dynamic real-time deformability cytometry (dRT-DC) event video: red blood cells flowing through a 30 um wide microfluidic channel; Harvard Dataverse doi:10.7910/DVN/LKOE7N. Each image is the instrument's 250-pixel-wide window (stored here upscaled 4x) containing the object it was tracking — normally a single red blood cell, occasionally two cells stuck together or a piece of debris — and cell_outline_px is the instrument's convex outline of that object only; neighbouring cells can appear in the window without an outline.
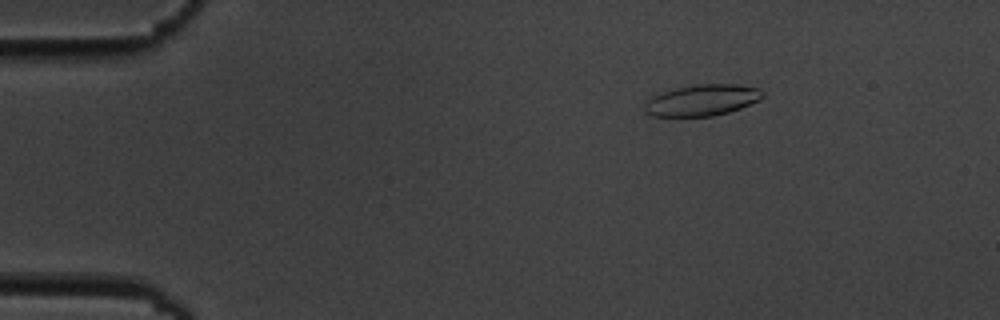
{"species": "common noctule bat (a hibernating species)", "species_latin": "Nyctalus noctula", "temperature_condition": "cold", "stored_images_in_passage": 6, "camera_frame_rate_fps": 3000, "um_per_image_px": 0.085, "animal": {"sex": "male", "body_mass_g": 19.5, "forearm_length_mm": 54.6}, "frame": {"image": 1, "passage_image": 3, "time_ms": 2.333, "image_size_px": [1000, 320], "cell_outline_px": [[764, 96], [760, 100], [740, 108], [728, 112], [712, 116], [652, 116], [644, 112], [644, 104], [652, 96], [676, 88], [696, 84], [736, 84], [760, 88], [764, 92]], "centroid_in_image_um": [59.7, 8.51], "position_along_channel_um": 25.3, "area_um2": 21.5}}